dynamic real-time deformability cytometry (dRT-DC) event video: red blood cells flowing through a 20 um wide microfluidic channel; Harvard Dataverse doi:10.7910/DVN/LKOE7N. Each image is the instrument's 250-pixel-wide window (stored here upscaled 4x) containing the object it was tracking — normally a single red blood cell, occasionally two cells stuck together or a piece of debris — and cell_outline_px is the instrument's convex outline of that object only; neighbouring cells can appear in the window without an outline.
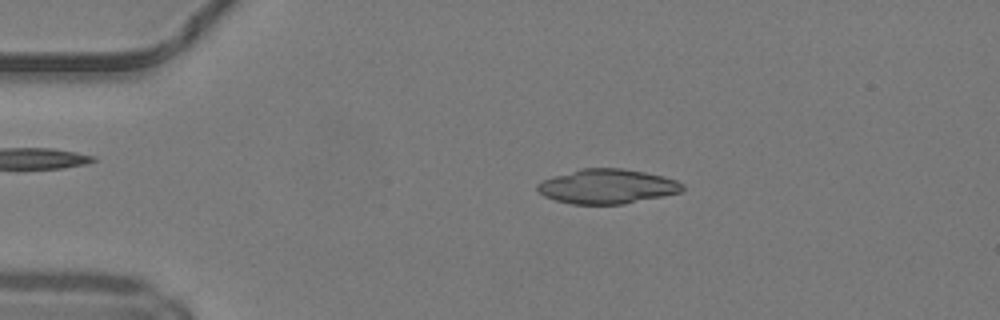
{"species": "common noctule bat (a hibernating species)", "species_latin": "Nyctalus noctula", "temperature_condition": "warm", "stored_images_in_passage": 48, "camera_frame_rate_fps": 3000, "um_per_image_px": 0.085, "animal": {"sex": "male", "body_mass_g": 19.2, "forearm_length_mm": 51.8}, "frame": {"image": 1, "passage_image": 10, "time_ms": 3.0, "image_size_px": [1000, 320], "cell_outline_px": [[684, 188], [680, 192], [624, 204], [572, 204], [556, 200], [544, 196], [536, 188], [536, 184], [552, 176], [580, 168], [620, 168], [644, 172], [664, 176], [676, 180], [684, 184]], "centroid_in_image_um": [51.6, 15.84], "position_along_channel_um": 33.4, "area_um2": 29.13}}